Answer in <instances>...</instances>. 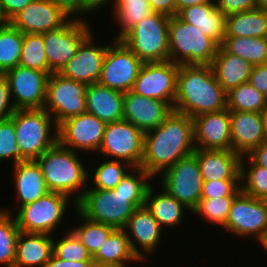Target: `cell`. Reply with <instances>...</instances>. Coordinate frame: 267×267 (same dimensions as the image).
I'll return each instance as SVG.
<instances>
[{
    "instance_id": "31",
    "label": "cell",
    "mask_w": 267,
    "mask_h": 267,
    "mask_svg": "<svg viewBox=\"0 0 267 267\" xmlns=\"http://www.w3.org/2000/svg\"><path fill=\"white\" fill-rule=\"evenodd\" d=\"M93 262L112 267H128L129 262L135 264L141 261L132 252L125 229H114L93 256Z\"/></svg>"
},
{
    "instance_id": "54",
    "label": "cell",
    "mask_w": 267,
    "mask_h": 267,
    "mask_svg": "<svg viewBox=\"0 0 267 267\" xmlns=\"http://www.w3.org/2000/svg\"><path fill=\"white\" fill-rule=\"evenodd\" d=\"M214 0H175V16L187 7L201 5L204 3H211Z\"/></svg>"
},
{
    "instance_id": "33",
    "label": "cell",
    "mask_w": 267,
    "mask_h": 267,
    "mask_svg": "<svg viewBox=\"0 0 267 267\" xmlns=\"http://www.w3.org/2000/svg\"><path fill=\"white\" fill-rule=\"evenodd\" d=\"M221 46L253 66L267 62V38L225 37Z\"/></svg>"
},
{
    "instance_id": "22",
    "label": "cell",
    "mask_w": 267,
    "mask_h": 267,
    "mask_svg": "<svg viewBox=\"0 0 267 267\" xmlns=\"http://www.w3.org/2000/svg\"><path fill=\"white\" fill-rule=\"evenodd\" d=\"M172 111L173 107L161 100L144 97L131 90L124 92L123 119L143 134L162 124Z\"/></svg>"
},
{
    "instance_id": "27",
    "label": "cell",
    "mask_w": 267,
    "mask_h": 267,
    "mask_svg": "<svg viewBox=\"0 0 267 267\" xmlns=\"http://www.w3.org/2000/svg\"><path fill=\"white\" fill-rule=\"evenodd\" d=\"M177 16L183 22L197 27L201 33L221 46L226 32V15L216 7L215 0L182 9Z\"/></svg>"
},
{
    "instance_id": "21",
    "label": "cell",
    "mask_w": 267,
    "mask_h": 267,
    "mask_svg": "<svg viewBox=\"0 0 267 267\" xmlns=\"http://www.w3.org/2000/svg\"><path fill=\"white\" fill-rule=\"evenodd\" d=\"M192 119L195 148L232 150L230 111L227 108Z\"/></svg>"
},
{
    "instance_id": "8",
    "label": "cell",
    "mask_w": 267,
    "mask_h": 267,
    "mask_svg": "<svg viewBox=\"0 0 267 267\" xmlns=\"http://www.w3.org/2000/svg\"><path fill=\"white\" fill-rule=\"evenodd\" d=\"M76 202L65 194L48 192L36 201L19 207L15 213V220L20 231L26 233H45L54 235L55 229L67 218L69 204ZM69 206V207H68ZM66 212V213H65Z\"/></svg>"
},
{
    "instance_id": "37",
    "label": "cell",
    "mask_w": 267,
    "mask_h": 267,
    "mask_svg": "<svg viewBox=\"0 0 267 267\" xmlns=\"http://www.w3.org/2000/svg\"><path fill=\"white\" fill-rule=\"evenodd\" d=\"M0 209V267H14L20 229L12 209Z\"/></svg>"
},
{
    "instance_id": "14",
    "label": "cell",
    "mask_w": 267,
    "mask_h": 267,
    "mask_svg": "<svg viewBox=\"0 0 267 267\" xmlns=\"http://www.w3.org/2000/svg\"><path fill=\"white\" fill-rule=\"evenodd\" d=\"M223 229L240 239L250 236L258 241L267 231V206L263 199L240 191L232 201Z\"/></svg>"
},
{
    "instance_id": "4",
    "label": "cell",
    "mask_w": 267,
    "mask_h": 267,
    "mask_svg": "<svg viewBox=\"0 0 267 267\" xmlns=\"http://www.w3.org/2000/svg\"><path fill=\"white\" fill-rule=\"evenodd\" d=\"M36 161L40 165L48 191L65 194L76 203L81 199L89 186V172L79 152L57 142Z\"/></svg>"
},
{
    "instance_id": "29",
    "label": "cell",
    "mask_w": 267,
    "mask_h": 267,
    "mask_svg": "<svg viewBox=\"0 0 267 267\" xmlns=\"http://www.w3.org/2000/svg\"><path fill=\"white\" fill-rule=\"evenodd\" d=\"M211 67L219 85L229 92L232 88L249 81L254 66L219 46Z\"/></svg>"
},
{
    "instance_id": "13",
    "label": "cell",
    "mask_w": 267,
    "mask_h": 267,
    "mask_svg": "<svg viewBox=\"0 0 267 267\" xmlns=\"http://www.w3.org/2000/svg\"><path fill=\"white\" fill-rule=\"evenodd\" d=\"M98 83L121 92L132 89L143 62L120 40L108 42Z\"/></svg>"
},
{
    "instance_id": "41",
    "label": "cell",
    "mask_w": 267,
    "mask_h": 267,
    "mask_svg": "<svg viewBox=\"0 0 267 267\" xmlns=\"http://www.w3.org/2000/svg\"><path fill=\"white\" fill-rule=\"evenodd\" d=\"M19 65L48 73L42 34H24Z\"/></svg>"
},
{
    "instance_id": "36",
    "label": "cell",
    "mask_w": 267,
    "mask_h": 267,
    "mask_svg": "<svg viewBox=\"0 0 267 267\" xmlns=\"http://www.w3.org/2000/svg\"><path fill=\"white\" fill-rule=\"evenodd\" d=\"M89 171L88 180L93 183V186L87 188L101 189V190H113L121 179L133 168L127 162L121 160L106 159Z\"/></svg>"
},
{
    "instance_id": "3",
    "label": "cell",
    "mask_w": 267,
    "mask_h": 267,
    "mask_svg": "<svg viewBox=\"0 0 267 267\" xmlns=\"http://www.w3.org/2000/svg\"><path fill=\"white\" fill-rule=\"evenodd\" d=\"M227 108V92L211 65H179L173 111L191 118Z\"/></svg>"
},
{
    "instance_id": "18",
    "label": "cell",
    "mask_w": 267,
    "mask_h": 267,
    "mask_svg": "<svg viewBox=\"0 0 267 267\" xmlns=\"http://www.w3.org/2000/svg\"><path fill=\"white\" fill-rule=\"evenodd\" d=\"M69 19L53 0H33L9 23L23 34H42L62 27Z\"/></svg>"
},
{
    "instance_id": "55",
    "label": "cell",
    "mask_w": 267,
    "mask_h": 267,
    "mask_svg": "<svg viewBox=\"0 0 267 267\" xmlns=\"http://www.w3.org/2000/svg\"><path fill=\"white\" fill-rule=\"evenodd\" d=\"M88 4L96 11L104 9L105 6H109L112 0H87Z\"/></svg>"
},
{
    "instance_id": "48",
    "label": "cell",
    "mask_w": 267,
    "mask_h": 267,
    "mask_svg": "<svg viewBox=\"0 0 267 267\" xmlns=\"http://www.w3.org/2000/svg\"><path fill=\"white\" fill-rule=\"evenodd\" d=\"M15 111L8 81L3 74H0V121L10 118Z\"/></svg>"
},
{
    "instance_id": "34",
    "label": "cell",
    "mask_w": 267,
    "mask_h": 267,
    "mask_svg": "<svg viewBox=\"0 0 267 267\" xmlns=\"http://www.w3.org/2000/svg\"><path fill=\"white\" fill-rule=\"evenodd\" d=\"M112 7L113 20L119 25L116 36L113 39H121L130 29L142 19L153 13L149 0H126L124 5H110Z\"/></svg>"
},
{
    "instance_id": "28",
    "label": "cell",
    "mask_w": 267,
    "mask_h": 267,
    "mask_svg": "<svg viewBox=\"0 0 267 267\" xmlns=\"http://www.w3.org/2000/svg\"><path fill=\"white\" fill-rule=\"evenodd\" d=\"M52 255V235L20 231L14 267H45Z\"/></svg>"
},
{
    "instance_id": "11",
    "label": "cell",
    "mask_w": 267,
    "mask_h": 267,
    "mask_svg": "<svg viewBox=\"0 0 267 267\" xmlns=\"http://www.w3.org/2000/svg\"><path fill=\"white\" fill-rule=\"evenodd\" d=\"M87 85L60 73L49 75L44 109L59 126L63 121L86 112Z\"/></svg>"
},
{
    "instance_id": "60",
    "label": "cell",
    "mask_w": 267,
    "mask_h": 267,
    "mask_svg": "<svg viewBox=\"0 0 267 267\" xmlns=\"http://www.w3.org/2000/svg\"><path fill=\"white\" fill-rule=\"evenodd\" d=\"M126 3V0H112V3L110 5H124Z\"/></svg>"
},
{
    "instance_id": "58",
    "label": "cell",
    "mask_w": 267,
    "mask_h": 267,
    "mask_svg": "<svg viewBox=\"0 0 267 267\" xmlns=\"http://www.w3.org/2000/svg\"><path fill=\"white\" fill-rule=\"evenodd\" d=\"M257 7L267 10V0H257Z\"/></svg>"
},
{
    "instance_id": "6",
    "label": "cell",
    "mask_w": 267,
    "mask_h": 267,
    "mask_svg": "<svg viewBox=\"0 0 267 267\" xmlns=\"http://www.w3.org/2000/svg\"><path fill=\"white\" fill-rule=\"evenodd\" d=\"M219 45L177 15L169 19V61L177 65H211Z\"/></svg>"
},
{
    "instance_id": "25",
    "label": "cell",
    "mask_w": 267,
    "mask_h": 267,
    "mask_svg": "<svg viewBox=\"0 0 267 267\" xmlns=\"http://www.w3.org/2000/svg\"><path fill=\"white\" fill-rule=\"evenodd\" d=\"M86 112L101 121L112 123L123 120L124 93L100 83L87 85L85 91Z\"/></svg>"
},
{
    "instance_id": "61",
    "label": "cell",
    "mask_w": 267,
    "mask_h": 267,
    "mask_svg": "<svg viewBox=\"0 0 267 267\" xmlns=\"http://www.w3.org/2000/svg\"><path fill=\"white\" fill-rule=\"evenodd\" d=\"M88 267H112V266H108V265H103V264H98V263L92 262Z\"/></svg>"
},
{
    "instance_id": "59",
    "label": "cell",
    "mask_w": 267,
    "mask_h": 267,
    "mask_svg": "<svg viewBox=\"0 0 267 267\" xmlns=\"http://www.w3.org/2000/svg\"><path fill=\"white\" fill-rule=\"evenodd\" d=\"M6 23V19L4 18L3 9L0 1V24Z\"/></svg>"
},
{
    "instance_id": "26",
    "label": "cell",
    "mask_w": 267,
    "mask_h": 267,
    "mask_svg": "<svg viewBox=\"0 0 267 267\" xmlns=\"http://www.w3.org/2000/svg\"><path fill=\"white\" fill-rule=\"evenodd\" d=\"M12 166V180L15 181L14 189L17 195L15 201L20 203L19 207L32 203L49 192L36 160L18 162Z\"/></svg>"
},
{
    "instance_id": "57",
    "label": "cell",
    "mask_w": 267,
    "mask_h": 267,
    "mask_svg": "<svg viewBox=\"0 0 267 267\" xmlns=\"http://www.w3.org/2000/svg\"><path fill=\"white\" fill-rule=\"evenodd\" d=\"M258 243L260 244V247L264 249V251H267V231L262 235V237L258 240Z\"/></svg>"
},
{
    "instance_id": "17",
    "label": "cell",
    "mask_w": 267,
    "mask_h": 267,
    "mask_svg": "<svg viewBox=\"0 0 267 267\" xmlns=\"http://www.w3.org/2000/svg\"><path fill=\"white\" fill-rule=\"evenodd\" d=\"M105 127V122L85 112L63 121L58 126V142L76 152L98 153Z\"/></svg>"
},
{
    "instance_id": "42",
    "label": "cell",
    "mask_w": 267,
    "mask_h": 267,
    "mask_svg": "<svg viewBox=\"0 0 267 267\" xmlns=\"http://www.w3.org/2000/svg\"><path fill=\"white\" fill-rule=\"evenodd\" d=\"M235 196L200 199L191 215L200 216L206 223L223 228L229 215V210Z\"/></svg>"
},
{
    "instance_id": "53",
    "label": "cell",
    "mask_w": 267,
    "mask_h": 267,
    "mask_svg": "<svg viewBox=\"0 0 267 267\" xmlns=\"http://www.w3.org/2000/svg\"><path fill=\"white\" fill-rule=\"evenodd\" d=\"M93 261H65L57 258L54 254L51 256L50 260L47 262L45 267H88Z\"/></svg>"
},
{
    "instance_id": "43",
    "label": "cell",
    "mask_w": 267,
    "mask_h": 267,
    "mask_svg": "<svg viewBox=\"0 0 267 267\" xmlns=\"http://www.w3.org/2000/svg\"><path fill=\"white\" fill-rule=\"evenodd\" d=\"M65 232L66 234L58 237L59 239L53 237V254L65 261H93L92 255L77 235L71 229Z\"/></svg>"
},
{
    "instance_id": "49",
    "label": "cell",
    "mask_w": 267,
    "mask_h": 267,
    "mask_svg": "<svg viewBox=\"0 0 267 267\" xmlns=\"http://www.w3.org/2000/svg\"><path fill=\"white\" fill-rule=\"evenodd\" d=\"M248 83L267 97V62L253 67Z\"/></svg>"
},
{
    "instance_id": "15",
    "label": "cell",
    "mask_w": 267,
    "mask_h": 267,
    "mask_svg": "<svg viewBox=\"0 0 267 267\" xmlns=\"http://www.w3.org/2000/svg\"><path fill=\"white\" fill-rule=\"evenodd\" d=\"M16 110L41 109L46 100L49 74L36 69L16 66L4 74Z\"/></svg>"
},
{
    "instance_id": "30",
    "label": "cell",
    "mask_w": 267,
    "mask_h": 267,
    "mask_svg": "<svg viewBox=\"0 0 267 267\" xmlns=\"http://www.w3.org/2000/svg\"><path fill=\"white\" fill-rule=\"evenodd\" d=\"M155 184L149 187L145 206L153 214L158 224L165 230L167 228H177L182 226L183 220L186 219L185 211L191 214L189 209L180 203L173 196L169 195L162 187L161 190H154Z\"/></svg>"
},
{
    "instance_id": "35",
    "label": "cell",
    "mask_w": 267,
    "mask_h": 267,
    "mask_svg": "<svg viewBox=\"0 0 267 267\" xmlns=\"http://www.w3.org/2000/svg\"><path fill=\"white\" fill-rule=\"evenodd\" d=\"M23 37L9 22L0 24V74L19 66Z\"/></svg>"
},
{
    "instance_id": "20",
    "label": "cell",
    "mask_w": 267,
    "mask_h": 267,
    "mask_svg": "<svg viewBox=\"0 0 267 267\" xmlns=\"http://www.w3.org/2000/svg\"><path fill=\"white\" fill-rule=\"evenodd\" d=\"M93 34L95 32L81 43L75 56L59 72L62 76L86 85L98 82L109 44L97 45Z\"/></svg>"
},
{
    "instance_id": "2",
    "label": "cell",
    "mask_w": 267,
    "mask_h": 267,
    "mask_svg": "<svg viewBox=\"0 0 267 267\" xmlns=\"http://www.w3.org/2000/svg\"><path fill=\"white\" fill-rule=\"evenodd\" d=\"M195 149L193 119L172 111L162 124L144 134L140 167L156 178Z\"/></svg>"
},
{
    "instance_id": "50",
    "label": "cell",
    "mask_w": 267,
    "mask_h": 267,
    "mask_svg": "<svg viewBox=\"0 0 267 267\" xmlns=\"http://www.w3.org/2000/svg\"><path fill=\"white\" fill-rule=\"evenodd\" d=\"M6 23L24 9L33 0H0Z\"/></svg>"
},
{
    "instance_id": "5",
    "label": "cell",
    "mask_w": 267,
    "mask_h": 267,
    "mask_svg": "<svg viewBox=\"0 0 267 267\" xmlns=\"http://www.w3.org/2000/svg\"><path fill=\"white\" fill-rule=\"evenodd\" d=\"M16 141L27 160H36L58 142V126L44 109H18L12 116Z\"/></svg>"
},
{
    "instance_id": "23",
    "label": "cell",
    "mask_w": 267,
    "mask_h": 267,
    "mask_svg": "<svg viewBox=\"0 0 267 267\" xmlns=\"http://www.w3.org/2000/svg\"><path fill=\"white\" fill-rule=\"evenodd\" d=\"M232 150L248 155L266 140L260 113L230 111Z\"/></svg>"
},
{
    "instance_id": "62",
    "label": "cell",
    "mask_w": 267,
    "mask_h": 267,
    "mask_svg": "<svg viewBox=\"0 0 267 267\" xmlns=\"http://www.w3.org/2000/svg\"><path fill=\"white\" fill-rule=\"evenodd\" d=\"M263 201L265 202V204H266V206H267V196H265V197L263 198Z\"/></svg>"
},
{
    "instance_id": "51",
    "label": "cell",
    "mask_w": 267,
    "mask_h": 267,
    "mask_svg": "<svg viewBox=\"0 0 267 267\" xmlns=\"http://www.w3.org/2000/svg\"><path fill=\"white\" fill-rule=\"evenodd\" d=\"M150 8L155 13L168 17L175 16V0H149Z\"/></svg>"
},
{
    "instance_id": "56",
    "label": "cell",
    "mask_w": 267,
    "mask_h": 267,
    "mask_svg": "<svg viewBox=\"0 0 267 267\" xmlns=\"http://www.w3.org/2000/svg\"><path fill=\"white\" fill-rule=\"evenodd\" d=\"M263 121V130L267 140V107L260 113Z\"/></svg>"
},
{
    "instance_id": "46",
    "label": "cell",
    "mask_w": 267,
    "mask_h": 267,
    "mask_svg": "<svg viewBox=\"0 0 267 267\" xmlns=\"http://www.w3.org/2000/svg\"><path fill=\"white\" fill-rule=\"evenodd\" d=\"M70 18L83 19L82 16L90 15L96 11L88 4L87 0H53ZM84 14V15H83ZM82 15V16H81Z\"/></svg>"
},
{
    "instance_id": "10",
    "label": "cell",
    "mask_w": 267,
    "mask_h": 267,
    "mask_svg": "<svg viewBox=\"0 0 267 267\" xmlns=\"http://www.w3.org/2000/svg\"><path fill=\"white\" fill-rule=\"evenodd\" d=\"M161 187L192 212L201 199L203 177L194 153L178 160L156 179Z\"/></svg>"
},
{
    "instance_id": "38",
    "label": "cell",
    "mask_w": 267,
    "mask_h": 267,
    "mask_svg": "<svg viewBox=\"0 0 267 267\" xmlns=\"http://www.w3.org/2000/svg\"><path fill=\"white\" fill-rule=\"evenodd\" d=\"M75 211L77 213L75 216L80 219L77 221L81 223L77 226L74 224V227L72 226L70 229L77 235L93 257L115 228L110 225L89 220L77 209H75Z\"/></svg>"
},
{
    "instance_id": "39",
    "label": "cell",
    "mask_w": 267,
    "mask_h": 267,
    "mask_svg": "<svg viewBox=\"0 0 267 267\" xmlns=\"http://www.w3.org/2000/svg\"><path fill=\"white\" fill-rule=\"evenodd\" d=\"M266 107L267 97L248 82L227 92V109L229 111L261 113Z\"/></svg>"
},
{
    "instance_id": "9",
    "label": "cell",
    "mask_w": 267,
    "mask_h": 267,
    "mask_svg": "<svg viewBox=\"0 0 267 267\" xmlns=\"http://www.w3.org/2000/svg\"><path fill=\"white\" fill-rule=\"evenodd\" d=\"M86 18H70L62 27L42 33L49 75L59 73L75 56L81 43L94 32Z\"/></svg>"
},
{
    "instance_id": "16",
    "label": "cell",
    "mask_w": 267,
    "mask_h": 267,
    "mask_svg": "<svg viewBox=\"0 0 267 267\" xmlns=\"http://www.w3.org/2000/svg\"><path fill=\"white\" fill-rule=\"evenodd\" d=\"M178 69L179 65L172 61L143 63L131 91L173 107Z\"/></svg>"
},
{
    "instance_id": "7",
    "label": "cell",
    "mask_w": 267,
    "mask_h": 267,
    "mask_svg": "<svg viewBox=\"0 0 267 267\" xmlns=\"http://www.w3.org/2000/svg\"><path fill=\"white\" fill-rule=\"evenodd\" d=\"M169 19L153 12L120 40L143 62L169 61Z\"/></svg>"
},
{
    "instance_id": "45",
    "label": "cell",
    "mask_w": 267,
    "mask_h": 267,
    "mask_svg": "<svg viewBox=\"0 0 267 267\" xmlns=\"http://www.w3.org/2000/svg\"><path fill=\"white\" fill-rule=\"evenodd\" d=\"M240 191V180L203 181L201 199L236 196Z\"/></svg>"
},
{
    "instance_id": "40",
    "label": "cell",
    "mask_w": 267,
    "mask_h": 267,
    "mask_svg": "<svg viewBox=\"0 0 267 267\" xmlns=\"http://www.w3.org/2000/svg\"><path fill=\"white\" fill-rule=\"evenodd\" d=\"M241 191L254 198L267 196V169L256 165L247 155L240 161Z\"/></svg>"
},
{
    "instance_id": "47",
    "label": "cell",
    "mask_w": 267,
    "mask_h": 267,
    "mask_svg": "<svg viewBox=\"0 0 267 267\" xmlns=\"http://www.w3.org/2000/svg\"><path fill=\"white\" fill-rule=\"evenodd\" d=\"M215 4L227 16L256 8L257 0H215Z\"/></svg>"
},
{
    "instance_id": "44",
    "label": "cell",
    "mask_w": 267,
    "mask_h": 267,
    "mask_svg": "<svg viewBox=\"0 0 267 267\" xmlns=\"http://www.w3.org/2000/svg\"><path fill=\"white\" fill-rule=\"evenodd\" d=\"M7 160H10L11 163L13 162V165L27 160L17 146L14 120L12 117L0 121V163Z\"/></svg>"
},
{
    "instance_id": "24",
    "label": "cell",
    "mask_w": 267,
    "mask_h": 267,
    "mask_svg": "<svg viewBox=\"0 0 267 267\" xmlns=\"http://www.w3.org/2000/svg\"><path fill=\"white\" fill-rule=\"evenodd\" d=\"M198 160L203 181L240 180L241 156L233 150H204L193 152Z\"/></svg>"
},
{
    "instance_id": "32",
    "label": "cell",
    "mask_w": 267,
    "mask_h": 267,
    "mask_svg": "<svg viewBox=\"0 0 267 267\" xmlns=\"http://www.w3.org/2000/svg\"><path fill=\"white\" fill-rule=\"evenodd\" d=\"M225 37L267 38V10L256 7L227 15Z\"/></svg>"
},
{
    "instance_id": "52",
    "label": "cell",
    "mask_w": 267,
    "mask_h": 267,
    "mask_svg": "<svg viewBox=\"0 0 267 267\" xmlns=\"http://www.w3.org/2000/svg\"><path fill=\"white\" fill-rule=\"evenodd\" d=\"M256 165L267 169V140L247 155Z\"/></svg>"
},
{
    "instance_id": "12",
    "label": "cell",
    "mask_w": 267,
    "mask_h": 267,
    "mask_svg": "<svg viewBox=\"0 0 267 267\" xmlns=\"http://www.w3.org/2000/svg\"><path fill=\"white\" fill-rule=\"evenodd\" d=\"M144 134L127 120L107 123L97 155L121 160L140 167L143 159Z\"/></svg>"
},
{
    "instance_id": "19",
    "label": "cell",
    "mask_w": 267,
    "mask_h": 267,
    "mask_svg": "<svg viewBox=\"0 0 267 267\" xmlns=\"http://www.w3.org/2000/svg\"><path fill=\"white\" fill-rule=\"evenodd\" d=\"M124 229L132 252L141 262L148 261V257L156 253L164 234V229L145 205L134 210Z\"/></svg>"
},
{
    "instance_id": "1",
    "label": "cell",
    "mask_w": 267,
    "mask_h": 267,
    "mask_svg": "<svg viewBox=\"0 0 267 267\" xmlns=\"http://www.w3.org/2000/svg\"><path fill=\"white\" fill-rule=\"evenodd\" d=\"M153 177L133 167L113 190L87 188L76 209L87 219L124 229L138 207L144 206Z\"/></svg>"
}]
</instances>
